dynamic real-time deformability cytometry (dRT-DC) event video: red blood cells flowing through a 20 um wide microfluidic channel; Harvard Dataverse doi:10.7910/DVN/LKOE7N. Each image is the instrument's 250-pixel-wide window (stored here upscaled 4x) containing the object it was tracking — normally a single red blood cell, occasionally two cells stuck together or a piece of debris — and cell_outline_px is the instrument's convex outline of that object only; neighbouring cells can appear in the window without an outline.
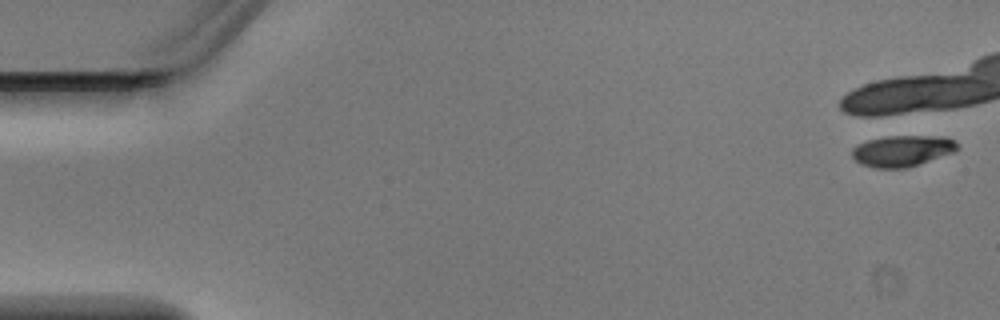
{"species": "Egyptian fruit bat (a non-hibernating species)", "species_latin": "Rousettus aegyptiacus", "temperature_condition": "warm", "stored_images_in_passage": 3, "camera_frame_rate_fps": 3000, "um_per_image_px": 0.085, "animal": {"sex": "male"}, "frame": {"image": 1, "passage_image": 1, "time_ms": 0.0, "image_size_px": [1000, 320], "cell_outline_px": [[960, 148], [952, 152], [904, 168], [876, 168], [860, 164], [852, 156], [852, 148], [856, 144], [868, 140], [884, 136], [944, 136], [956, 140]], "centroid_in_image_um": [76.67, 12.8], "position_along_channel_um": 8.3, "area_um2": 19.02}}